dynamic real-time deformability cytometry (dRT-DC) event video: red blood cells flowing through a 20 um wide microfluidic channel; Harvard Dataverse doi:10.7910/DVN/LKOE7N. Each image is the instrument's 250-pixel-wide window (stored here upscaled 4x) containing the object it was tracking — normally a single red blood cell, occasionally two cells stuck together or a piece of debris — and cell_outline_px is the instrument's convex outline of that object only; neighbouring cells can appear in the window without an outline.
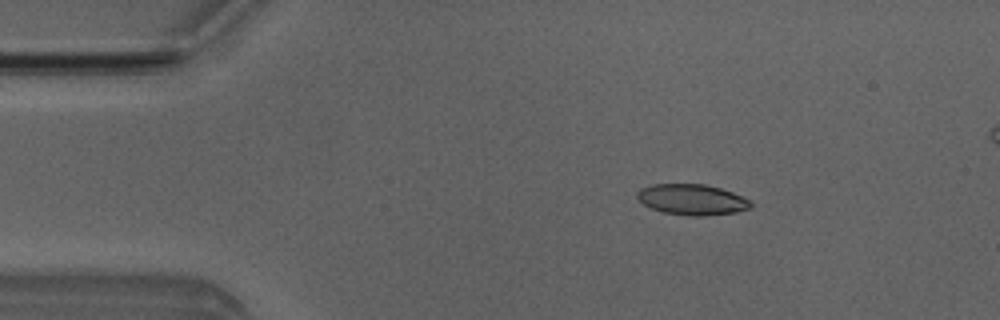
{"species": "Egyptian fruit bat (a non-hibernating species)", "species_latin": "Rousettus aegyptiacus", "temperature_condition": "room temperature", "stored_images_in_passage": 8, "camera_frame_rate_fps": 3000, "um_per_image_px": 0.085, "animal": {"sex": "male"}, "frame": {"image": 1, "passage_image": 3, "time_ms": 2.333, "image_size_px": [1000, 320], "cell_outline_px": [[752, 208], [736, 212], [704, 216], [688, 216], [664, 212], [652, 208], [644, 204], [636, 196], [636, 192], [640, 188], [652, 184], [704, 184], [720, 188], [732, 192], [752, 200]], "centroid_in_image_um": [58.85, 16.96], "position_along_channel_um": 26.2, "area_um2": 20.46}}